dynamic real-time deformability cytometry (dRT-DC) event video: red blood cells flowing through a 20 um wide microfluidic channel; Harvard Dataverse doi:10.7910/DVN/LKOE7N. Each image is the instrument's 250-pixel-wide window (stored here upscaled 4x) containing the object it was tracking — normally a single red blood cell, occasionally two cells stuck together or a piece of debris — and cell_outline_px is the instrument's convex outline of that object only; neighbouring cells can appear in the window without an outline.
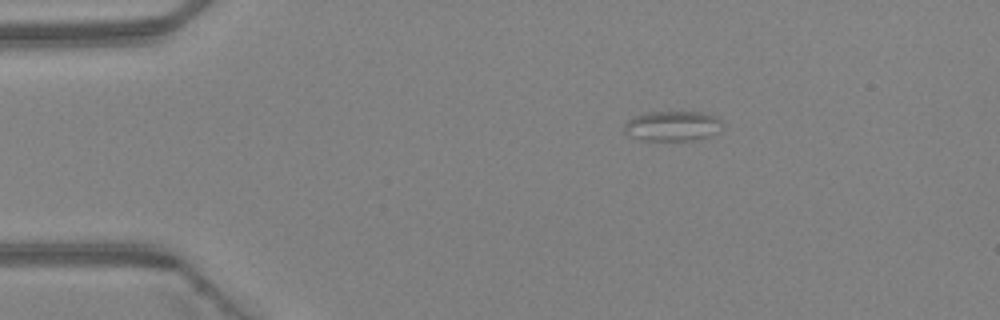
{"species": "Egyptian fruit bat (a non-hibernating species)", "species_latin": "Rousettus aegyptiacus", "temperature_condition": "warm", "stored_images_in_passage": 2, "camera_frame_rate_fps": 3000, "um_per_image_px": 0.085, "animal": {"sex": "female"}, "frame": {"image": 1, "passage_image": 1, "time_ms": 0.0, "image_size_px": [1000, 320], "cell_outline_px": [[724, 124], [716, 132], [708, 136], [688, 140], [644, 140], [632, 136], [624, 132], [624, 124], [628, 120], [636, 116], [648, 112], [704, 112], [716, 116]], "centroid_in_image_um": [57.17, 10.69], "position_along_channel_um": 27.8, "area_um2": 16.94}}